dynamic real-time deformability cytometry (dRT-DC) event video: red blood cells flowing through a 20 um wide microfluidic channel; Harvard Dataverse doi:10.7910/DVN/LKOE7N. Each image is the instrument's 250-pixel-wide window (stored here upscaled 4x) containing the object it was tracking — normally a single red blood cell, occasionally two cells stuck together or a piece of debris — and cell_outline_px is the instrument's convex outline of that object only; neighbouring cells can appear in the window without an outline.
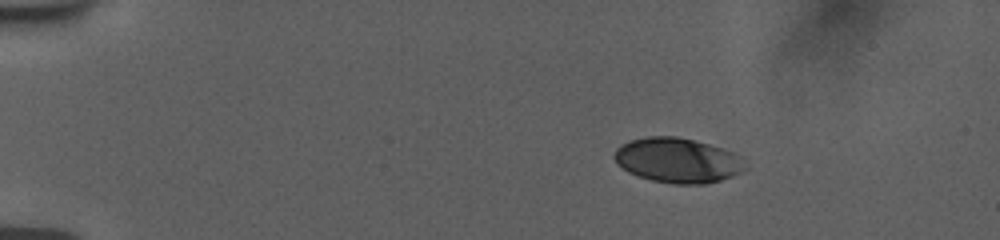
{"species": "human", "species_latin": "Homo sapiens", "temperature_condition": "room temperature", "stored_images_in_passage": 28, "camera_frame_rate_fps": 3000, "um_per_image_px": 0.085, "donor": {"sex": "female"}, "frame": {"image": 1, "passage_image": 1, "time_ms": 0.0, "image_size_px": [1000, 240], "cell_outline_px": [[748, 168], [732, 176], [720, 180], [704, 184], [672, 184], [652, 180], [628, 172], [616, 164], [612, 156], [616, 148], [620, 144], [628, 140], [648, 136], [676, 136], [708, 144], [732, 152], [740, 156]], "centroid_in_image_um": [57.55, 13.63], "position_along_channel_um": 27.5, "area_um2": 34.33}}
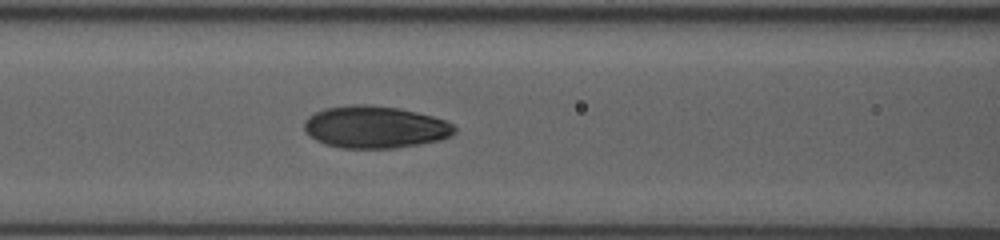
{"frame": {"image": 2, "passage_image": 19, "time_ms": 5.333, "image_size_px": [1000, 240], "cell_outline_px": [[456, 132], [452, 136], [440, 140], [420, 144], [396, 148], [340, 148], [324, 144], [308, 136], [304, 128], [304, 120], [308, 116], [324, 108], [352, 104], [368, 104], [396, 108], [416, 112], [432, 116], [444, 120], [452, 124], [456, 128]], "centroid_in_image_um": [31.86, 10.81], "position_along_channel_um": 134.7, "area_um2": 37.17}}
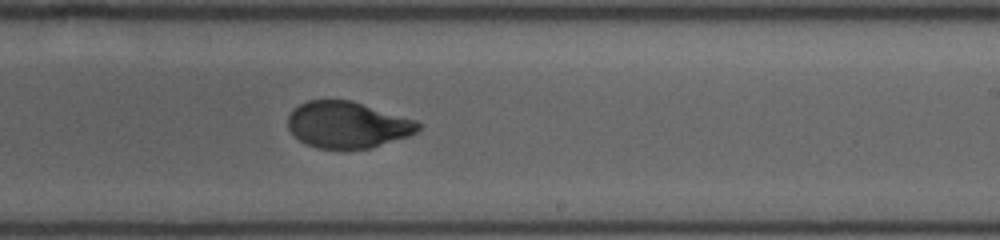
{"frame": {"image": 3, "passage_image": 28, "time_ms": 8.667, "image_size_px": [1000, 240], "cell_outline_px": [[424, 124], [416, 132], [408, 136], [372, 148], [316, 148], [304, 144], [288, 128], [288, 116], [300, 104], [308, 100], [352, 100], [416, 120]], "centroid_in_image_um": [29.57, 10.6], "position_along_channel_um": 259.4, "area_um2": 35.2}}